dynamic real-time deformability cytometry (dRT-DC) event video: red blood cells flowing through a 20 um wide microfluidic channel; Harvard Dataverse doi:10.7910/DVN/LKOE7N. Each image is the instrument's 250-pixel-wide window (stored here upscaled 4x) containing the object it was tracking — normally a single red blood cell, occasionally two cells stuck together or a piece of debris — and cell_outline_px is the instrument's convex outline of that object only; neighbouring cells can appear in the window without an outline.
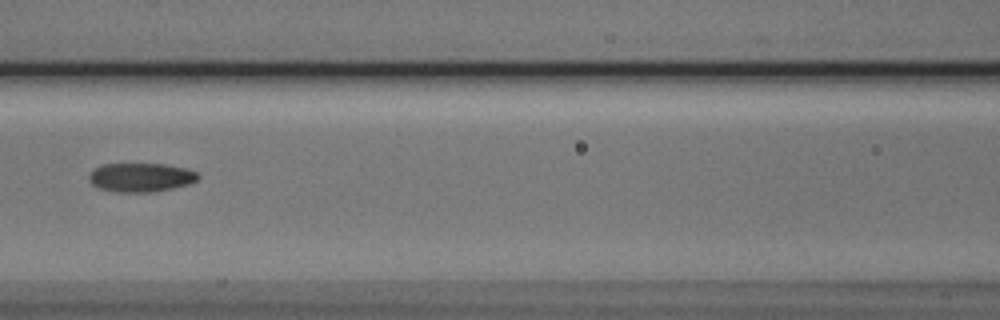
{"species": "Egyptian fruit bat (a non-hibernating species)", "species_latin": "Rousettus aegyptiacus", "temperature_condition": "cold", "stored_images_in_passage": 8, "camera_frame_rate_fps": 3000, "um_per_image_px": 0.085, "animal": {"sex": "male"}, "frame": {"image": 1, "passage_image": 5, "time_ms": 5.667, "image_size_px": [1000, 320], "cell_outline_px": [[200, 176], [196, 180], [188, 184], [172, 188], [148, 192], [120, 192], [100, 188], [92, 184], [88, 180], [88, 176], [96, 168], [104, 164], [168, 164], [184, 168], [196, 172]], "centroid_in_image_um": [11.97, 15.07], "position_along_channel_um": 154.6, "area_um2": 18.09}}
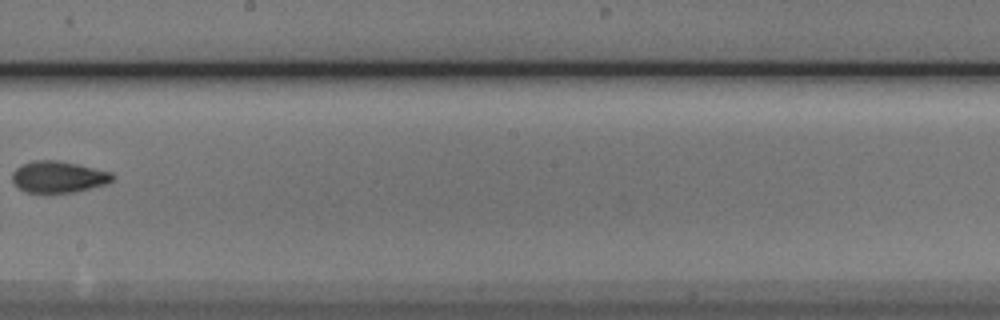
{"frame": {"image": 2, "passage_image": 7, "time_ms": 8.0, "image_size_px": [1000, 320], "cell_outline_px": [[116, 176], [108, 184], [76, 192], [24, 192], [16, 188], [12, 184], [12, 172], [16, 168], [32, 160], [60, 160], [112, 172]], "centroid_in_image_um": [4.96, 15.04], "position_along_channel_um": 243.2, "area_um2": 18.73}}
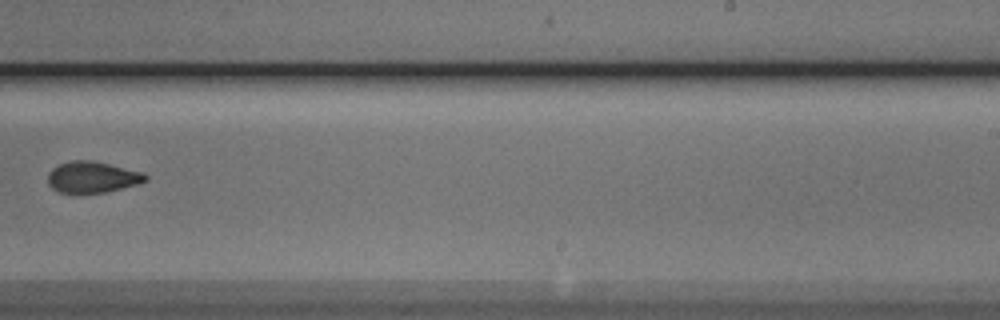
{"frame": {"image": 3, "passage_image": 8, "time_ms": 9.0, "image_size_px": [1000, 320], "cell_outline_px": [[148, 180], [140, 184], [104, 192], [76, 196], [60, 192], [52, 188], [48, 184], [48, 172], [52, 168], [60, 164], [72, 160], [92, 160], [144, 172], [148, 176]], "centroid_in_image_um": [7.84, 15.09], "position_along_channel_um": 281.2, "area_um2": 18.38}}